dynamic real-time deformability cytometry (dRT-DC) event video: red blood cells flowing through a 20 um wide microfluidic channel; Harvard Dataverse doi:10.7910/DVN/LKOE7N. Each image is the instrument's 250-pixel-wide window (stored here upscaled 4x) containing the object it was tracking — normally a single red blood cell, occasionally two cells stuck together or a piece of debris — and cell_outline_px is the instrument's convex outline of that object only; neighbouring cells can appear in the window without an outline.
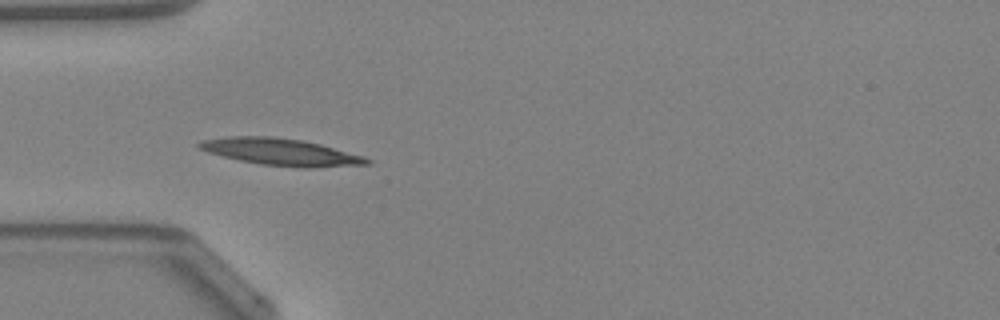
{"species": "Egyptian fruit bat (a non-hibernating species)", "species_latin": "Rousettus aegyptiacus", "temperature_condition": "warm", "stored_images_in_passage": 40, "camera_frame_rate_fps": 3000, "um_per_image_px": 0.085, "animal": {"sex": "female"}, "frame": {"image": 1, "passage_image": 12, "time_ms": 3.667, "image_size_px": [1000, 320], "cell_outline_px": [[372, 164], [308, 168], [300, 168], [260, 164], [240, 160], [208, 152], [196, 148], [196, 144], [204, 140], [228, 136], [272, 136], [304, 140], [320, 144], [364, 156], [372, 160]], "centroid_in_image_um": [23.9, 12.92], "position_along_channel_um": 61.1, "area_um2": 26.41}, "authors_computed_cell_mechanics": {"area_um2": 23.12, "velocity_mm_per_s": 4.2231, "shape_relaxation_time_tau1_ms": 4.9397, "shape_relaxation_time_tau2_ms": 10.0861, "deformation_change_tau1": 0.1699, "deformation_change_tau2": 0.2082}}